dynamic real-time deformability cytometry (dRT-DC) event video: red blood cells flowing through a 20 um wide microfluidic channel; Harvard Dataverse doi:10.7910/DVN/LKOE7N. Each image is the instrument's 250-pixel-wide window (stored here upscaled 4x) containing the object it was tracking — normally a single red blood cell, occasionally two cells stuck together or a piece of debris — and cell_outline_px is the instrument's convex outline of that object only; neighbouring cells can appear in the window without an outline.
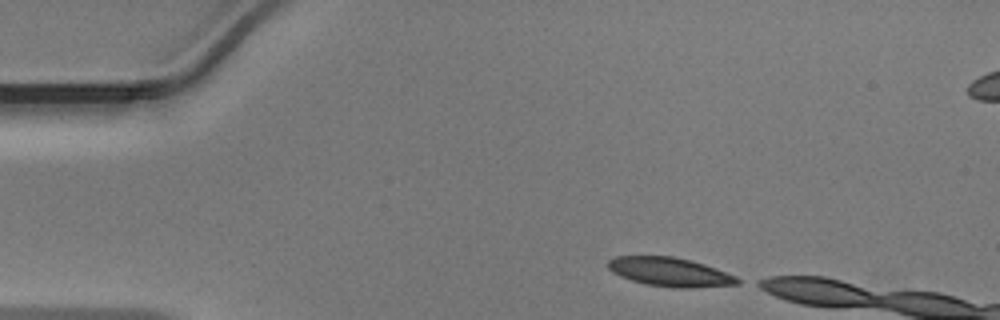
{"species": "Egyptian fruit bat (a non-hibernating species)", "species_latin": "Rousettus aegyptiacus", "temperature_condition": "warm", "stored_images_in_passage": 6, "camera_frame_rate_fps": 3000, "um_per_image_px": 0.085, "animal": {"sex": "male"}, "frame": {"image": 1, "passage_image": 1, "time_ms": 0.0, "image_size_px": [1000, 320], "cell_outline_px": [[744, 280], [740, 284], [692, 288], [672, 288], [648, 284], [632, 280], [620, 276], [612, 272], [608, 268], [608, 260], [616, 256], [672, 256], [692, 260], [716, 268], [736, 276]], "centroid_in_image_um": [56.99, 23.12], "position_along_channel_um": 28.0, "area_um2": 21.96}}